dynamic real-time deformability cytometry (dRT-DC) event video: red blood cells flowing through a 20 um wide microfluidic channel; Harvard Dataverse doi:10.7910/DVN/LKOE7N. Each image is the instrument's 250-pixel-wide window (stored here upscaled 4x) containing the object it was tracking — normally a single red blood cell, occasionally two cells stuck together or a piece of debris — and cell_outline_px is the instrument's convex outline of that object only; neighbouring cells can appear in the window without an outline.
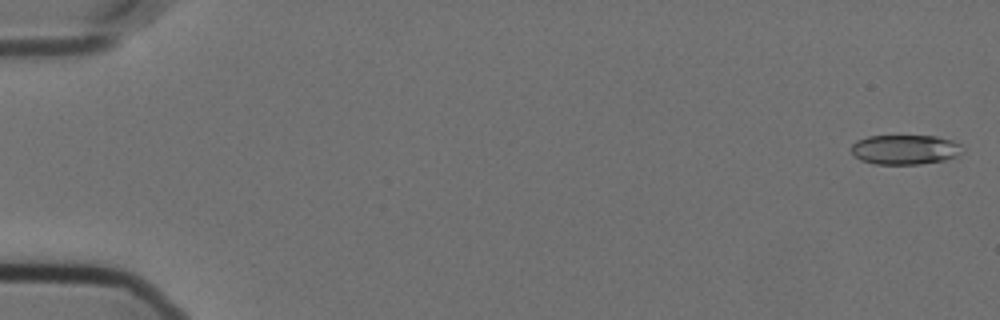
{"species": "Egyptian fruit bat (a non-hibernating species)", "species_latin": "Rousettus aegyptiacus", "temperature_condition": "cold", "stored_images_in_passage": 58, "camera_frame_rate_fps": 3000, "um_per_image_px": 0.085, "animal": {"sex": "female"}, "frame": {"image": 1, "passage_image": 2, "time_ms": 0.333, "image_size_px": [1000, 320], "cell_outline_px": [[964, 152], [956, 156], [944, 160], [920, 164], [876, 164], [860, 160], [852, 152], [852, 144], [856, 140], [868, 136], [936, 136], [952, 140], [960, 144], [964, 148]], "centroid_in_image_um": [76.95, 12.71], "position_along_channel_um": 8.0, "area_um2": 19.31}}
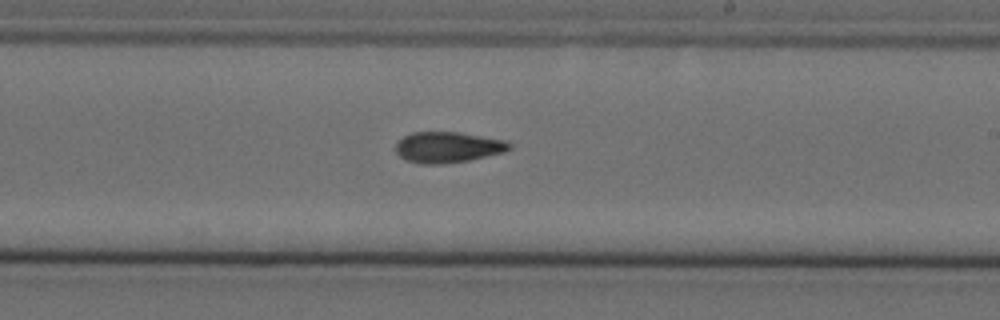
{"frame": {"image": 2, "passage_image": 35, "time_ms": 11.333, "image_size_px": [1000, 320], "cell_outline_px": [[512, 148], [504, 152], [468, 160], [436, 164], [420, 164], [404, 160], [396, 152], [396, 144], [404, 136], [412, 132], [460, 132], [508, 140], [512, 144]], "centroid_in_image_um": [38.09, 12.5], "position_along_channel_um": 250.9, "area_um2": 20.52}}
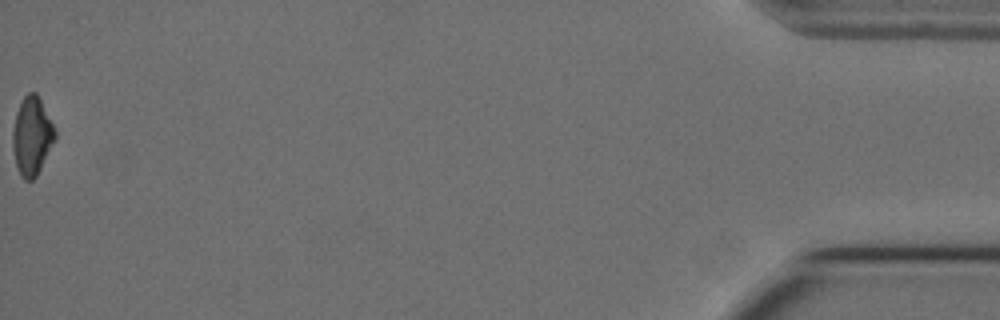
{"frame": {"image": 3, "passage_image": 58, "time_ms": 19.0, "image_size_px": [1000, 320], "cell_outline_px": [[56, 140], [36, 176], [32, 180], [24, 180], [20, 176], [16, 164], [12, 148], [12, 132], [16, 112], [24, 96], [28, 92], [36, 92], [56, 132]], "centroid_in_image_um": [2.7, 11.59], "position_along_channel_um": 432.5, "area_um2": 19.19}, "authors_computed_cell_mechanics": {"area_um2": 19.8832, "velocity_mm_per_s": 3.5889, "shape_relaxation_time_tau1_ms": null, "shape_relaxation_time_tau2_ms": 4.6375, "deformation_change_tau1": null, "deformation_change_tau2": 0.1147}}